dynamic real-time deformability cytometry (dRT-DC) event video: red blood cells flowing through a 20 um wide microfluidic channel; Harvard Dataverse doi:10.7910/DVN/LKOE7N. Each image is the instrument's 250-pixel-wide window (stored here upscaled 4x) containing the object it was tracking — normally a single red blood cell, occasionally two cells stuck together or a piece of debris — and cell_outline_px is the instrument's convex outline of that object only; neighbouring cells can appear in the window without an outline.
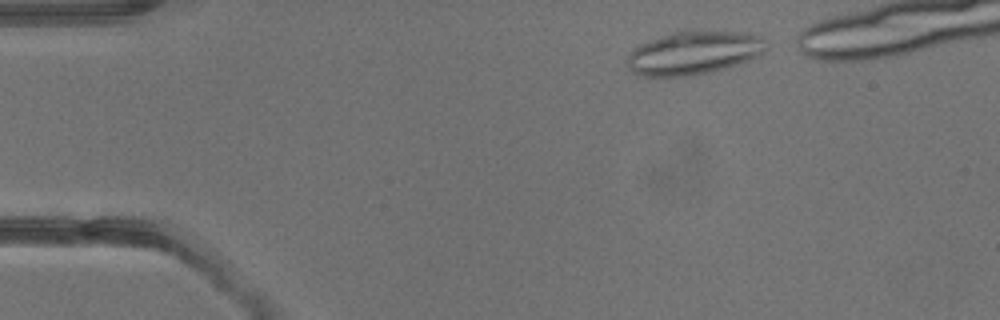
{"species": "common noctule bat (a hibernating species)", "species_latin": "Nyctalus noctula", "temperature_condition": "warm", "stored_images_in_passage": 3, "camera_frame_rate_fps": 3000, "um_per_image_px": 0.085, "animal": {"sex": "male", "body_mass_g": 13.3}, "frame": {"image": 1, "passage_image": 1, "time_ms": 0.0, "image_size_px": [1000, 320], "cell_outline_px": [[768, 48], [764, 52], [748, 60], [724, 68], [708, 72], [684, 76], [644, 76], [632, 72], [628, 68], [628, 56], [640, 44], [648, 40], [676, 32], [744, 32], [764, 36]], "centroid_in_image_um": [59.01, 4.5], "position_along_channel_um": 26.0, "area_um2": 34.45}}